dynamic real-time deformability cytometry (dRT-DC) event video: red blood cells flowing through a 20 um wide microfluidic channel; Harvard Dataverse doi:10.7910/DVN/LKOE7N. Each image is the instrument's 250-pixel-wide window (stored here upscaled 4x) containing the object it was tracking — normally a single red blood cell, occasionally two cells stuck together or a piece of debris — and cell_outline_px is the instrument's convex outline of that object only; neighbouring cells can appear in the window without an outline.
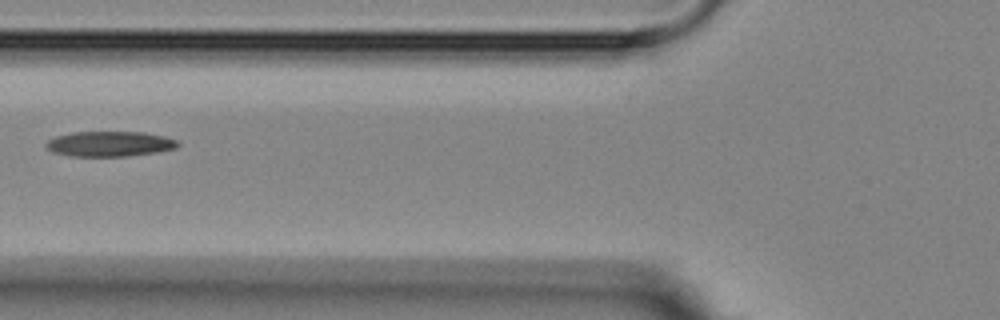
{"species": "Egyptian fruit bat (a non-hibernating species)", "species_latin": "Rousettus aegyptiacus", "temperature_condition": "room temperature", "stored_images_in_passage": 3, "camera_frame_rate_fps": 3000, "um_per_image_px": 0.085, "animal": {"sex": "female"}, "frame": {"image": 1, "passage_image": 3, "time_ms": 3.0, "image_size_px": [1000, 320], "cell_outline_px": [[180, 144], [176, 148], [156, 152], [128, 156], [68, 156], [52, 152], [44, 144], [48, 140], [56, 136], [72, 132], [144, 132], [164, 136], [176, 140]], "centroid_in_image_um": [9.3, 12.23], "position_along_channel_um": 116.5, "area_um2": 19.36}}